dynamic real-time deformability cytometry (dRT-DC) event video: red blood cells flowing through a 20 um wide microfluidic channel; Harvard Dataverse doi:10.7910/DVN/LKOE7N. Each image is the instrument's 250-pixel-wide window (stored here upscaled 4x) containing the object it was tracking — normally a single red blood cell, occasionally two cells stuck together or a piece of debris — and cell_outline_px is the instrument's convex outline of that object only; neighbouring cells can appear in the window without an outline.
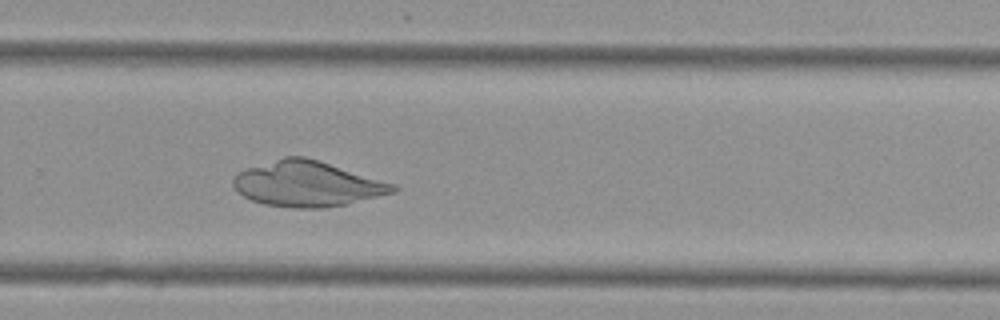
{"species": "Egyptian fruit bat (a non-hibernating species)", "species_latin": "Rousettus aegyptiacus", "temperature_condition": "cold", "stored_images_in_passage": 45, "camera_frame_rate_fps": 3000, "um_per_image_px": 0.085, "animal": {"sex": "female"}, "frame": {"image": 1, "passage_image": 26, "time_ms": 8.333, "image_size_px": [1000, 320], "cell_outline_px": [[400, 188], [396, 192], [348, 204], [324, 208], [292, 208], [264, 204], [252, 200], [244, 196], [232, 184], [232, 180], [236, 172], [284, 156], [304, 156], [396, 184]], "centroid_in_image_um": [26.14, 15.64], "position_along_channel_um": 303.7, "area_um2": 42.19}}